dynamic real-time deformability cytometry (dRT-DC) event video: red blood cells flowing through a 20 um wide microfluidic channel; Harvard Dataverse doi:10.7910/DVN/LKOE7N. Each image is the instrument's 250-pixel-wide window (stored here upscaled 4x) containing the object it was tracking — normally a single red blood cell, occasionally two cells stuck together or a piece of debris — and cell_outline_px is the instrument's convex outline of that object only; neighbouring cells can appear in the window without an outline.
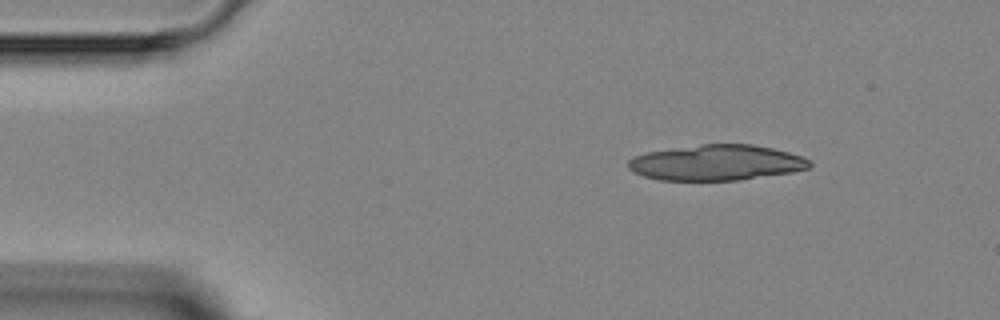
{"species": "Egyptian fruit bat (a non-hibernating species)", "species_latin": "Rousettus aegyptiacus", "temperature_condition": "room temperature", "stored_images_in_passage": 2, "camera_frame_rate_fps": 3000, "um_per_image_px": 0.085, "animal": {"sex": "female"}, "frame": {"image": 1, "passage_image": 1, "time_ms": 0.0, "image_size_px": [1000, 320], "cell_outline_px": [[812, 164], [808, 168], [792, 172], [740, 180], [660, 180], [644, 176], [632, 172], [628, 168], [628, 160], [632, 156], [648, 152], [700, 144], [752, 144], [772, 148], [788, 152], [800, 156], [808, 160]], "centroid_in_image_um": [60.86, 13.83], "position_along_channel_um": 24.1, "area_um2": 37.51}}